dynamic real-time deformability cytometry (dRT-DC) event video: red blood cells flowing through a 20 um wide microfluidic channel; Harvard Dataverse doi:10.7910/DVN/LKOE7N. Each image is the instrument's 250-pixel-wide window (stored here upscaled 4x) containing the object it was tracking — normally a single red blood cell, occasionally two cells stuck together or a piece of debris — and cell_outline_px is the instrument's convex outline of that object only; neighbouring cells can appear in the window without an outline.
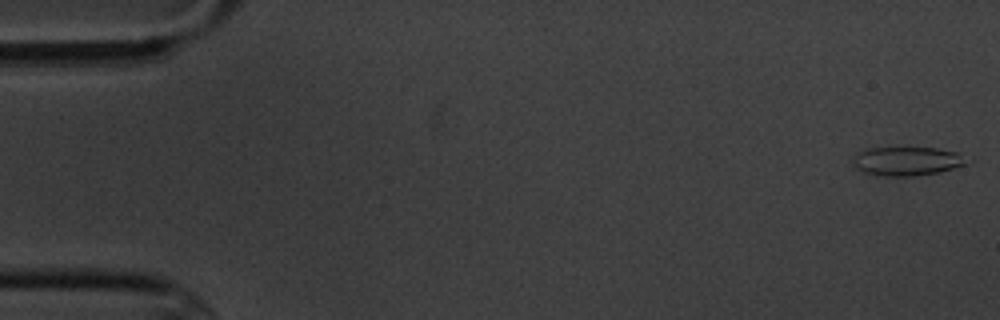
{"species": "common noctule bat (a hibernating species)", "species_latin": "Nyctalus noctula", "temperature_condition": "cold", "stored_images_in_passage": 5, "camera_frame_rate_fps": 3000, "um_per_image_px": 0.085, "animal": {"sex": "male", "body_mass_g": 20.1, "forearm_length_mm": 53.5}, "frame": {"image": 1, "passage_image": 1, "time_ms": 0.0, "image_size_px": [1000, 320], "cell_outline_px": [[976, 160], [968, 164], [940, 172], [912, 176], [876, 176], [864, 172], [856, 168], [852, 164], [852, 160], [864, 148], [936, 148], [956, 152]], "centroid_in_image_um": [77.17, 13.7], "position_along_channel_um": 7.8, "area_um2": 19.48}}